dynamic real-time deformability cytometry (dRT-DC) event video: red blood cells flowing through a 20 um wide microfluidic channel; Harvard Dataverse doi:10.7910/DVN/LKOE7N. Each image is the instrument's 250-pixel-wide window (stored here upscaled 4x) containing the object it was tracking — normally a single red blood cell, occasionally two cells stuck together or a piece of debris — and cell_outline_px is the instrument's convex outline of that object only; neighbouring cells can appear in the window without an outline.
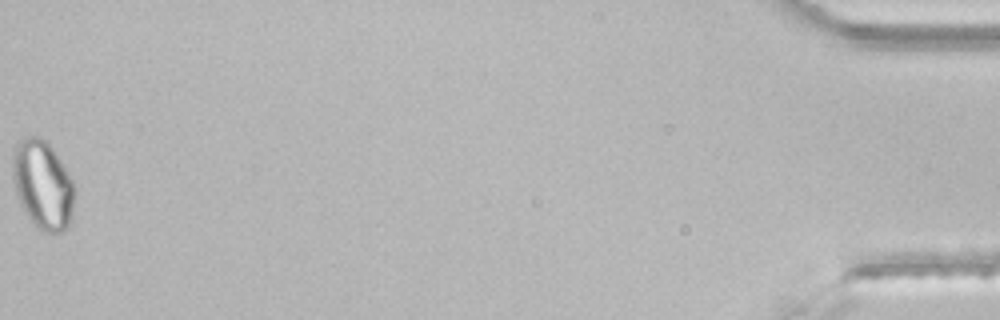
{"species": "common noctule bat (a hibernating species)", "species_latin": "Nyctalus noctula", "temperature_condition": "room temperature", "stored_images_in_passage": 43, "segment_of_instrument_passage": [2, 2], "camera_frame_rate_fps": 3000, "um_per_image_px": 0.085, "animal": {"sex": "male", "body_mass_g": 21.5, "forearm_length_mm": 52.0}, "frame": {"image": 1, "passage_image": 43, "time_ms": 14.0, "image_size_px": [1000, 320], "cell_outline_px": [[76, 192], [72, 216], [64, 232], [44, 232], [36, 228], [20, 204], [16, 196], [12, 172], [12, 148], [24, 136], [36, 136], [48, 140], [72, 180]], "centroid_in_image_um": [3.62, 15.68], "position_along_channel_um": 431.6, "area_um2": 32.54}}